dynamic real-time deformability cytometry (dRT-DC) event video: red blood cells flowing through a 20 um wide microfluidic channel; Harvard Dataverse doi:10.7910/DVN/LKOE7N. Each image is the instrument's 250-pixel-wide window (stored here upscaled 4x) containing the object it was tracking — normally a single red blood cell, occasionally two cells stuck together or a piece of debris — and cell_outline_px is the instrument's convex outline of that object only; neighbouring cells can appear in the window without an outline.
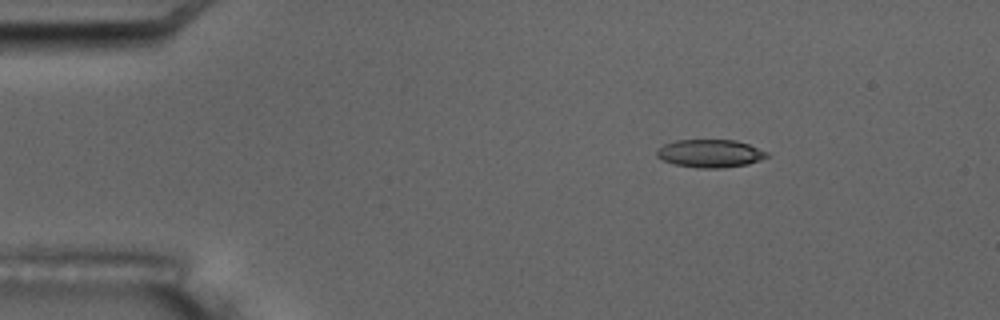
{"species": "common noctule bat (a hibernating species)", "species_latin": "Nyctalus noctula", "temperature_condition": "room temperature", "stored_images_in_passage": 5, "camera_frame_rate_fps": 3000, "um_per_image_px": 0.085, "animal": {"sex": "male", "body_mass_g": 17.5, "forearm_length_mm": 52.3}, "frame": {"image": 1, "passage_image": 3, "time_ms": 2.333, "image_size_px": [1000, 320], "cell_outline_px": [[768, 156], [760, 160], [748, 164], [720, 168], [696, 168], [676, 164], [664, 160], [656, 156], [656, 152], [664, 144], [676, 140], [736, 140], [748, 144], [768, 152]], "centroid_in_image_um": [60.37, 13.04], "position_along_channel_um": 24.6, "area_um2": 17.8}}